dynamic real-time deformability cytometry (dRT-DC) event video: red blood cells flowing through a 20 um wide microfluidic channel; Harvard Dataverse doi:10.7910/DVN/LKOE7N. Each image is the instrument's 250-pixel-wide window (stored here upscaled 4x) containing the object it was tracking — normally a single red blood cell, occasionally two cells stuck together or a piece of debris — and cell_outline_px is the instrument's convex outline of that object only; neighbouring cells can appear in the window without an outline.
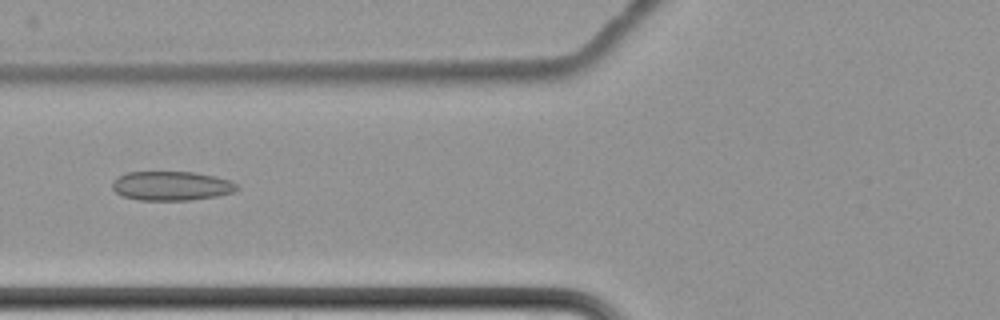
{"species": "common noctule bat (a hibernating species)", "species_latin": "Nyctalus noctula", "temperature_condition": "cold", "stored_images_in_passage": 8, "camera_frame_rate_fps": 3000, "um_per_image_px": 0.085, "animal": {"sex": "female", "body_mass_g": 22.7, "forearm_length_mm": 54.2}, "frame": {"image": 1, "passage_image": 5, "time_ms": 4.667, "image_size_px": [1000, 320], "cell_outline_px": [[240, 188], [232, 192], [216, 196], [192, 200], [140, 200], [124, 196], [116, 192], [112, 188], [112, 180], [116, 176], [128, 172], [192, 172], [216, 176], [228, 180], [236, 184]], "centroid_in_image_um": [14.54, 15.79], "position_along_channel_um": 111.3, "area_um2": 21.21}}
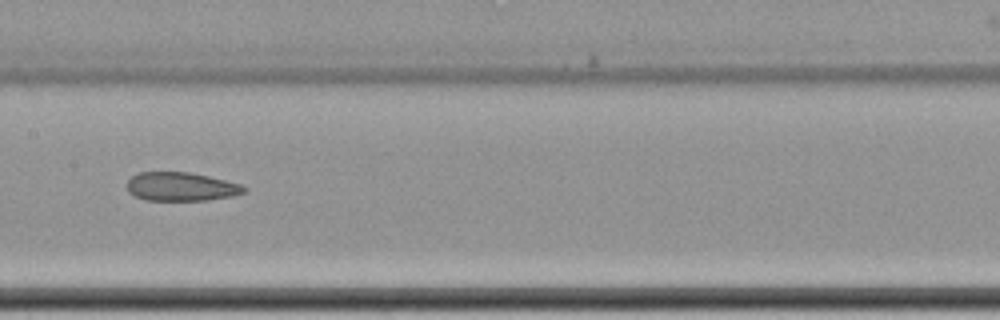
{"frame": {"image": 2, "passage_image": 7, "time_ms": 7.0, "image_size_px": [1000, 320], "cell_outline_px": [[248, 188], [244, 192], [232, 196], [208, 200], [144, 200], [128, 192], [128, 180], [132, 176], [140, 172], [188, 172], [208, 176], [240, 184]], "centroid_in_image_um": [15.39, 15.87], "position_along_channel_um": 192.0, "area_um2": 19.42}}
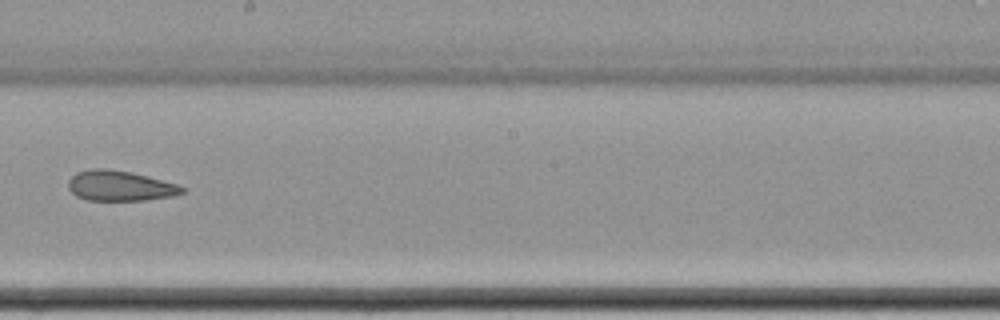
{"frame": {"image": 3, "passage_image": 8, "time_ms": 8.333, "image_size_px": [1000, 320], "cell_outline_px": [[188, 192], [172, 196], [144, 200], [88, 200], [76, 196], [68, 188], [68, 180], [76, 172], [92, 168], [104, 168], [128, 172], [180, 184], [188, 188]], "centroid_in_image_um": [10.24, 15.8], "position_along_channel_um": 238.0, "area_um2": 20.17}}